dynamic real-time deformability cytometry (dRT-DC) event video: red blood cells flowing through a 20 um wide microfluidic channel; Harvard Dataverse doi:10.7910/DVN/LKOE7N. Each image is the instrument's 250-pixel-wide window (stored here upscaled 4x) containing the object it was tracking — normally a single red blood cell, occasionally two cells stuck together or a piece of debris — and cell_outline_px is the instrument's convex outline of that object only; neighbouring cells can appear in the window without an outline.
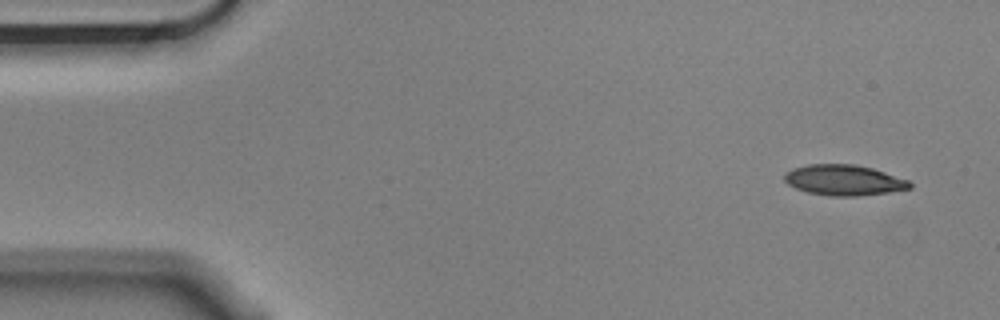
{"species": "Egyptian fruit bat (a non-hibernating species)", "species_latin": "Rousettus aegyptiacus", "temperature_condition": "cold", "stored_images_in_passage": 10, "camera_frame_rate_fps": 3000, "um_per_image_px": 0.085, "animal": {"sex": "male"}, "frame": {"image": 1, "passage_image": 1, "time_ms": 0.0, "image_size_px": [1000, 320], "cell_outline_px": [[912, 188], [888, 192], [856, 196], [832, 196], [808, 192], [796, 188], [788, 184], [784, 180], [784, 172], [792, 168], [808, 164], [856, 164], [872, 168], [908, 180], [912, 184]], "centroid_in_image_um": [71.7, 15.3], "position_along_channel_um": 13.3, "area_um2": 22.31}}
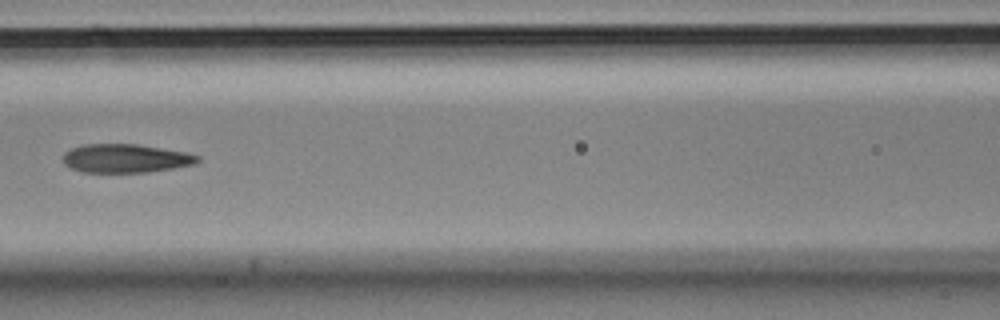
{"frame": {"image": 2, "passage_image": 6, "time_ms": 1.667, "image_size_px": [1000, 320], "cell_outline_px": [[200, 160], [196, 164], [172, 168], [144, 172], [84, 172], [72, 168], [64, 164], [64, 152], [72, 148], [84, 144], [140, 144], [184, 152], [200, 156]], "centroid_in_image_um": [10.69, 13.45], "position_along_channel_um": 155.9, "area_um2": 22.31}}
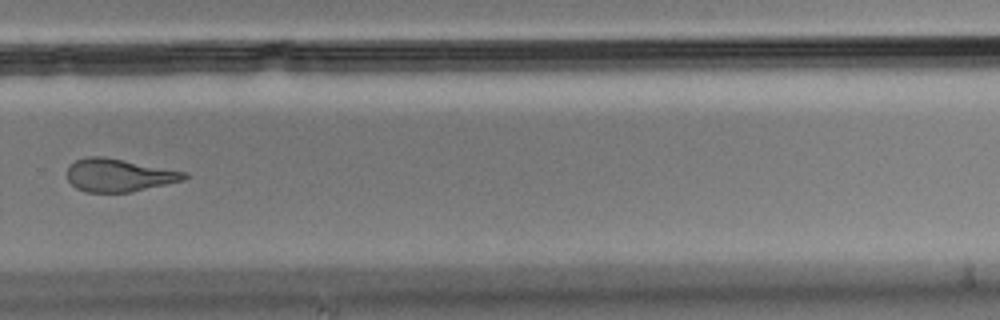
{"frame": {"image": 3, "passage_image": 10, "time_ms": 3.0, "image_size_px": [1000, 320], "cell_outline_px": [[188, 176], [184, 180], [128, 192], [84, 192], [76, 188], [68, 180], [68, 168], [76, 160], [88, 156], [104, 156], [188, 172]], "centroid_in_image_um": [10.11, 14.88], "position_along_channel_um": 319.7, "area_um2": 22.31}}